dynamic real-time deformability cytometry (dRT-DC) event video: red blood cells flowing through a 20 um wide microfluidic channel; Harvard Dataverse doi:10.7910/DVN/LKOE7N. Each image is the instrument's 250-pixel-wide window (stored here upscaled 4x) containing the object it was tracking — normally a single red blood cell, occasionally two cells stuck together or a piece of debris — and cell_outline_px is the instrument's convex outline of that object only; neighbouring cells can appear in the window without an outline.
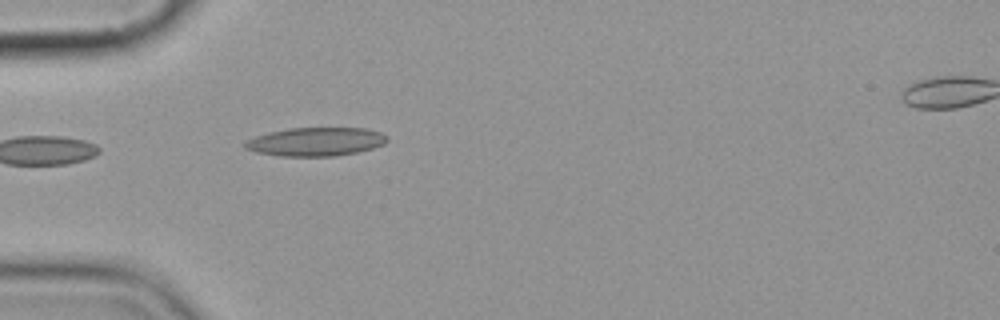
{"species": "common noctule bat (a hibernating species)", "species_latin": "Nyctalus noctula", "temperature_condition": "cold", "stored_images_in_passage": 6, "segment_of_instrument_passage": [1, 2], "camera_frame_rate_fps": 3000, "um_per_image_px": 0.085, "animal": {"sex": "female", "body_mass_g": 19.9}, "frame": {"image": 1, "passage_image": 5, "time_ms": 4.667, "image_size_px": [1000, 320], "cell_outline_px": [[388, 140], [384, 144], [372, 148], [356, 152], [336, 156], [280, 156], [256, 152], [244, 148], [244, 144], [248, 140], [256, 136], [268, 132], [288, 128], [368, 128], [380, 132], [388, 136]], "centroid_in_image_um": [26.85, 12.04], "position_along_channel_um": 58.1, "area_um2": 23.7}}